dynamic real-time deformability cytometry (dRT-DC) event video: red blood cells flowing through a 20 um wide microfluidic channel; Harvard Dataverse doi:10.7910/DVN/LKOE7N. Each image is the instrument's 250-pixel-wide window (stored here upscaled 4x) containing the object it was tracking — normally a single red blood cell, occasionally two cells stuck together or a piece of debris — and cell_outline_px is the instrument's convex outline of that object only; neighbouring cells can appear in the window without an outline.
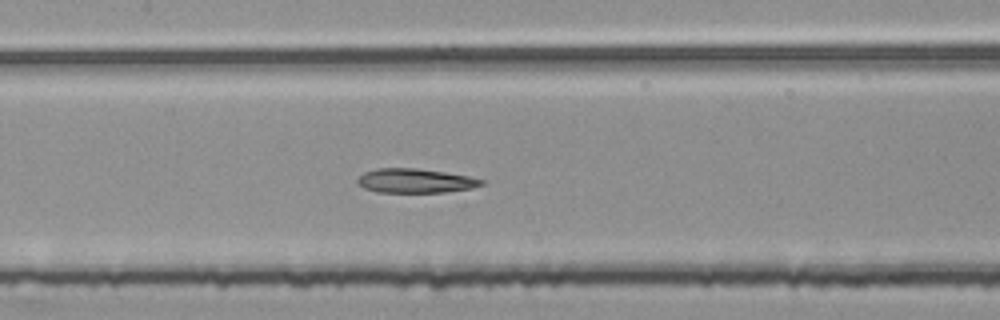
{"species": "common noctule bat (a hibernating species)", "species_latin": "Nyctalus noctula", "temperature_condition": "room temperature", "stored_images_in_passage": 53, "segment_of_instrument_passage": [2, 2], "camera_frame_rate_fps": 3000, "um_per_image_px": 0.085, "animal": {"sex": "female", "body_mass_g": 25.1}, "frame": {"image": 1, "passage_image": 26, "time_ms": 8.333, "image_size_px": [1000, 320], "cell_outline_px": [[484, 184], [472, 188], [444, 192], [376, 192], [364, 188], [356, 184], [356, 180], [364, 172], [376, 168], [416, 168], [444, 172], [468, 176], [484, 180]], "centroid_in_image_um": [35.26, 15.36], "position_along_channel_um": 172.1, "area_um2": 17.51}}
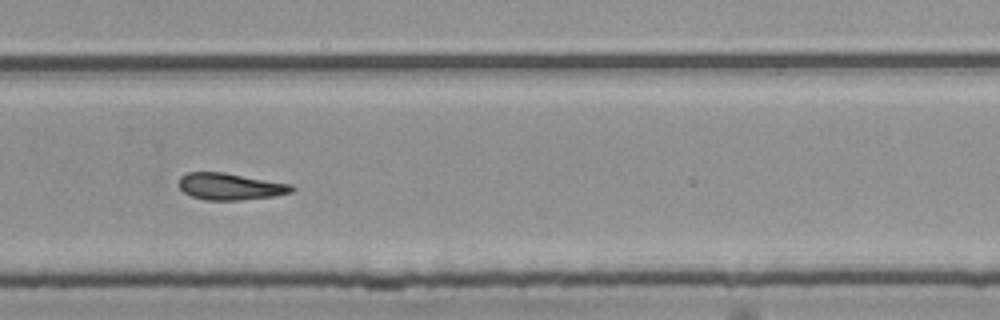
{"frame": {"image": 2, "passage_image": 37, "time_ms": 12.0, "image_size_px": [1000, 320], "cell_outline_px": [[296, 188], [292, 192], [276, 196], [240, 200], [204, 200], [192, 196], [184, 192], [180, 188], [180, 176], [188, 172], [224, 172], [292, 184]], "centroid_in_image_um": [19.61, 15.85], "position_along_channel_um": 310.2, "area_um2": 17.69}}
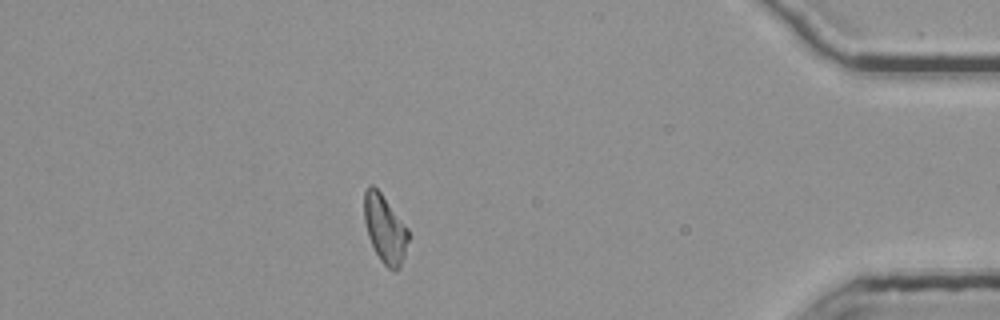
{"frame": {"image": 3, "passage_image": 48, "time_ms": 15.667, "image_size_px": [1000, 320], "cell_outline_px": [[408, 240], [404, 256], [400, 268], [396, 272], [392, 272], [380, 260], [368, 236], [364, 220], [364, 188], [368, 184], [372, 184], [380, 192], [408, 228]], "centroid_in_image_um": [32.7, 19.46], "position_along_channel_um": 402.5, "area_um2": 17.51}}